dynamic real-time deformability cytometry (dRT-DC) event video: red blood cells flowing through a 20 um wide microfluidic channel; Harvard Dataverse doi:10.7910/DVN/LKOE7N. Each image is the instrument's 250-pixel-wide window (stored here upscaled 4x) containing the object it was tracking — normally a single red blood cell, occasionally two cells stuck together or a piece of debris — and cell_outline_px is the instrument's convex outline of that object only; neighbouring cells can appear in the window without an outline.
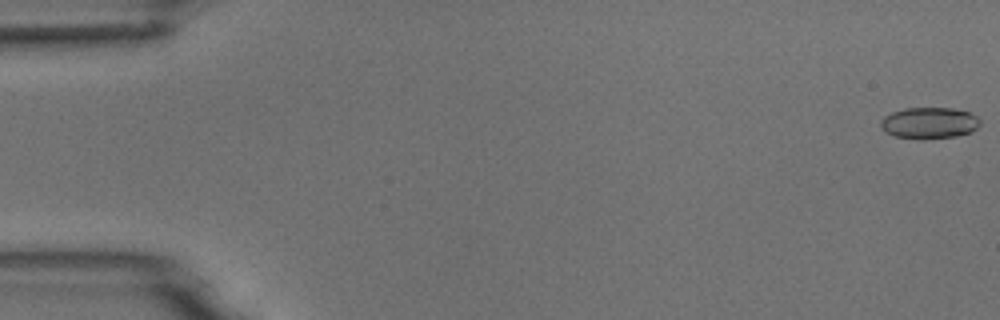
{"species": "common noctule bat (a hibernating species)", "species_latin": "Nyctalus noctula", "temperature_condition": "room temperature", "stored_images_in_passage": 6, "camera_frame_rate_fps": 3000, "um_per_image_px": 0.085, "animal": {"sex": "male", "body_mass_g": 18.8}, "frame": {"image": 1, "passage_image": 1, "time_ms": 0.0, "image_size_px": [1000, 320], "cell_outline_px": [[980, 124], [976, 128], [968, 132], [956, 136], [924, 140], [896, 136], [888, 132], [880, 124], [880, 120], [884, 116], [892, 112], [904, 108], [952, 108], [968, 112], [976, 116], [980, 120]], "centroid_in_image_um": [78.98, 10.45], "position_along_channel_um": 6.0, "area_um2": 18.03}}
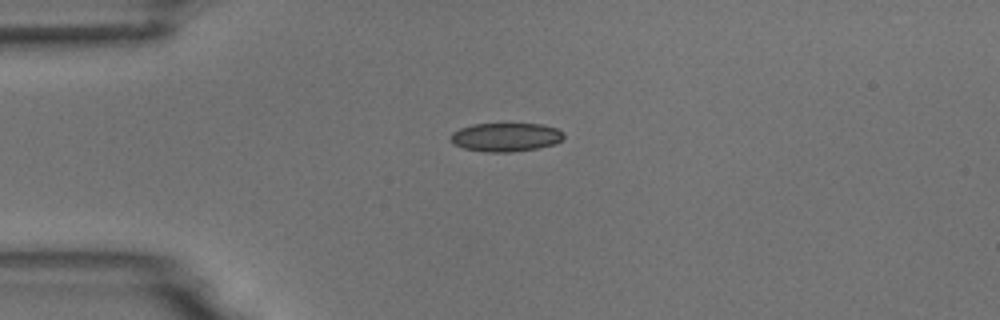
{"frame": {"image": 2, "passage_image": 4, "time_ms": 4.333, "image_size_px": [1000, 320], "cell_outline_px": [[564, 136], [556, 144], [536, 148], [512, 152], [488, 152], [464, 148], [452, 144], [452, 132], [460, 128], [472, 124], [540, 124], [556, 128], [564, 132]], "centroid_in_image_um": [43.0, 11.65], "position_along_channel_um": 42.0, "area_um2": 18.79}}